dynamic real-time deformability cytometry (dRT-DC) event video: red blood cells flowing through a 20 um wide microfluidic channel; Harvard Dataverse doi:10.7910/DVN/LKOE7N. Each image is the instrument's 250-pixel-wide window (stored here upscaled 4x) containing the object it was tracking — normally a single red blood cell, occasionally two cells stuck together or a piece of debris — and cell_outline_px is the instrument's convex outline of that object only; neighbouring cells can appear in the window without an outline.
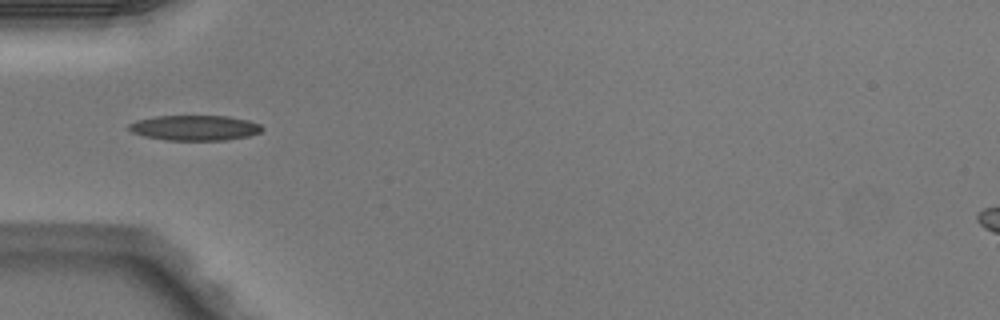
{"species": "Egyptian fruit bat (a non-hibernating species)", "species_latin": "Rousettus aegyptiacus", "temperature_condition": "warm", "stored_images_in_passage": 4, "camera_frame_rate_fps": 3000, "um_per_image_px": 0.085, "animal": {"sex": "male"}, "frame": {"image": 1, "passage_image": 4, "time_ms": 1.0, "image_size_px": [1000, 320], "cell_outline_px": [[264, 128], [260, 132], [248, 136], [224, 140], [168, 140], [144, 136], [132, 132], [128, 128], [128, 124], [136, 120], [156, 116], [228, 116], [248, 120], [260, 124]], "centroid_in_image_um": [16.55, 10.86], "position_along_channel_um": 68.4, "area_um2": 19.54}}